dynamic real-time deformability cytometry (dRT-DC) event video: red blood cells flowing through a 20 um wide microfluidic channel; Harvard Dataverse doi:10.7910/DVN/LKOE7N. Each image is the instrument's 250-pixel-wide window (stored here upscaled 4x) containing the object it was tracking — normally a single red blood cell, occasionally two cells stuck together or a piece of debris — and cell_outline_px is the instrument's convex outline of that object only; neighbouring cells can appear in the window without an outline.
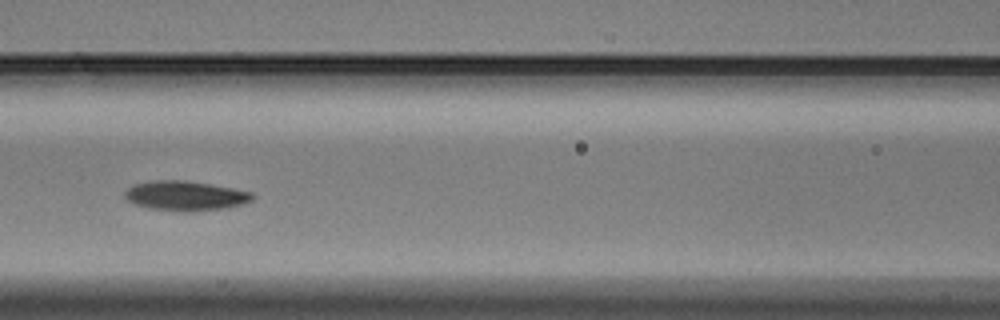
{"species": "Egyptian fruit bat (a non-hibernating species)", "species_latin": "Rousettus aegyptiacus", "temperature_condition": "warm", "stored_images_in_passage": 17, "camera_frame_rate_fps": 3000, "um_per_image_px": 0.085, "animal": {"sex": "male"}, "frame": {"image": 1, "passage_image": 8, "time_ms": 2.333, "image_size_px": [1000, 320], "cell_outline_px": [[256, 196], [252, 200], [244, 204], [228, 208], [192, 212], [148, 208], [132, 204], [124, 196], [124, 192], [128, 188], [136, 184], [152, 180], [184, 180], [212, 184], [252, 192]], "centroid_in_image_um": [15.79, 16.64], "position_along_channel_um": 150.8, "area_um2": 22.31}}